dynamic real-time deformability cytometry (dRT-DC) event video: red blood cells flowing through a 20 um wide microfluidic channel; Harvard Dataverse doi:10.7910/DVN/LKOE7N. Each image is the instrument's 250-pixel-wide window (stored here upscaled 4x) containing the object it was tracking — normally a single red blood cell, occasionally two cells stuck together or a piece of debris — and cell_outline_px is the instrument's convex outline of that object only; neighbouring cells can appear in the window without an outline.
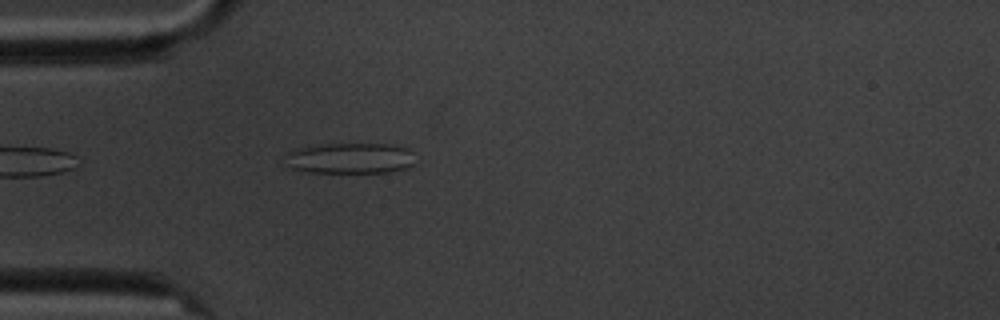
{"species": "common noctule bat (a hibernating species)", "species_latin": "Nyctalus noctula", "temperature_condition": "cold", "stored_images_in_passage": 1, "camera_frame_rate_fps": 3000, "um_per_image_px": 0.085, "animal": {"sex": "male", "body_mass_g": 20.1, "forearm_length_mm": 53.5}, "frame": {"image": 1, "passage_image": 1, "time_ms": 0.0, "image_size_px": [1000, 320], "cell_outline_px": [[412, 164], [408, 168], [388, 172], [308, 172], [292, 168], [288, 152], [296, 148], [324, 144], [392, 144], [408, 148]], "centroid_in_image_um": [29.8, 13.44], "position_along_channel_um": 55.2, "area_um2": 22.72}}